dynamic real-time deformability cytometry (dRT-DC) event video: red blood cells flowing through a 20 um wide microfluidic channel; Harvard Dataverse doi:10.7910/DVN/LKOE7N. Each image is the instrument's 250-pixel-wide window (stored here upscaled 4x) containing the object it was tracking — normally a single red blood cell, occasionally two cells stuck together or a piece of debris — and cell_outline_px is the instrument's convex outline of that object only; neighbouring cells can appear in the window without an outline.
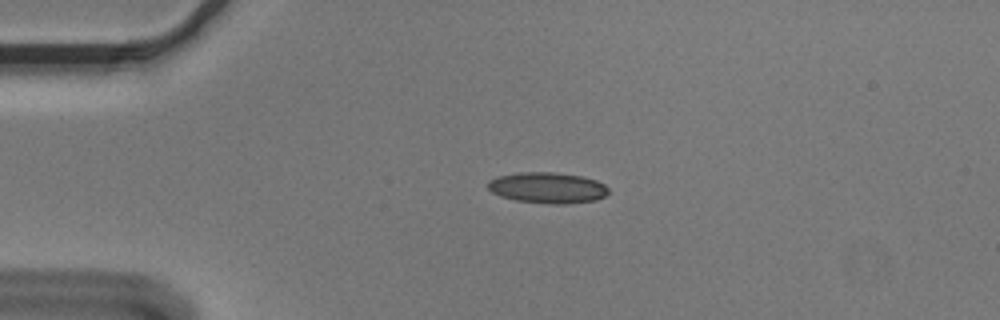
{"species": "Egyptian fruit bat (a non-hibernating species)", "species_latin": "Rousettus aegyptiacus", "temperature_condition": "cold", "stored_images_in_passage": 44, "camera_frame_rate_fps": 3000, "um_per_image_px": 0.085, "animal": {"sex": "male"}, "frame": {"image": 1, "passage_image": 2, "time_ms": 0.333, "image_size_px": [1000, 320], "cell_outline_px": [[608, 192], [604, 196], [596, 200], [568, 204], [552, 204], [516, 200], [500, 196], [492, 192], [488, 188], [488, 180], [500, 176], [520, 172], [552, 172], [580, 176], [596, 180], [604, 184], [608, 188]], "centroid_in_image_um": [46.54, 15.96], "position_along_channel_um": 38.5, "area_um2": 21.62}}
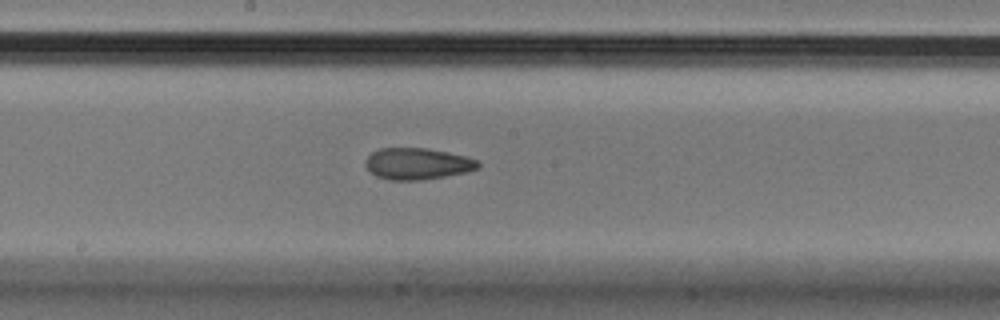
{"frame": {"image": 2, "passage_image": 19, "time_ms": 6.0, "image_size_px": [1000, 320], "cell_outline_px": [[480, 164], [476, 168], [464, 172], [444, 176], [420, 180], [388, 180], [376, 176], [364, 164], [364, 160], [372, 152], [380, 148], [428, 148], [448, 152], [464, 156], [476, 160]], "centroid_in_image_um": [35.42, 13.91], "position_along_channel_um": 212.8, "area_um2": 20.46}}
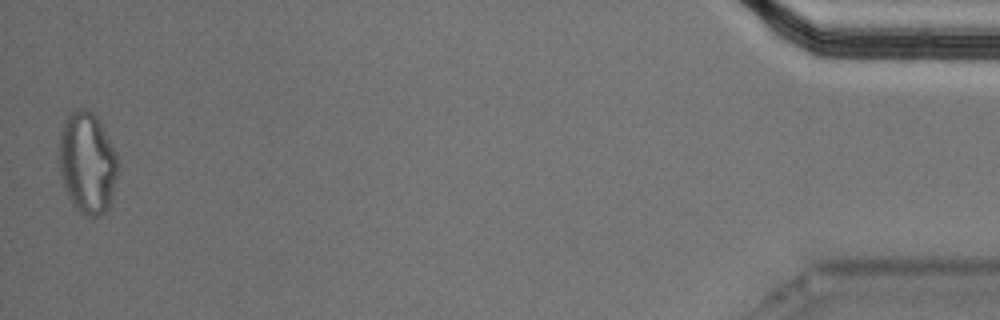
{"frame": {"image": 3, "passage_image": 44, "time_ms": 14.333, "image_size_px": [1000, 320], "cell_outline_px": [[116, 176], [112, 204], [104, 212], [96, 216], [84, 216], [72, 204], [64, 188], [60, 172], [60, 132], [68, 116], [76, 108], [88, 108], [100, 120], [116, 152]], "centroid_in_image_um": [7.43, 13.85], "position_along_channel_um": 427.8, "area_um2": 34.74}, "authors_computed_cell_mechanics": {"area_um2": 21.3571, "velocity_mm_per_s": 3.6324, "shape_relaxation_time_tau1_ms": 11.3024, "shape_relaxation_time_tau2_ms": 3.6074, "deformation_change_tau1": 0.1935, "deformation_change_tau2": 0.1061}}